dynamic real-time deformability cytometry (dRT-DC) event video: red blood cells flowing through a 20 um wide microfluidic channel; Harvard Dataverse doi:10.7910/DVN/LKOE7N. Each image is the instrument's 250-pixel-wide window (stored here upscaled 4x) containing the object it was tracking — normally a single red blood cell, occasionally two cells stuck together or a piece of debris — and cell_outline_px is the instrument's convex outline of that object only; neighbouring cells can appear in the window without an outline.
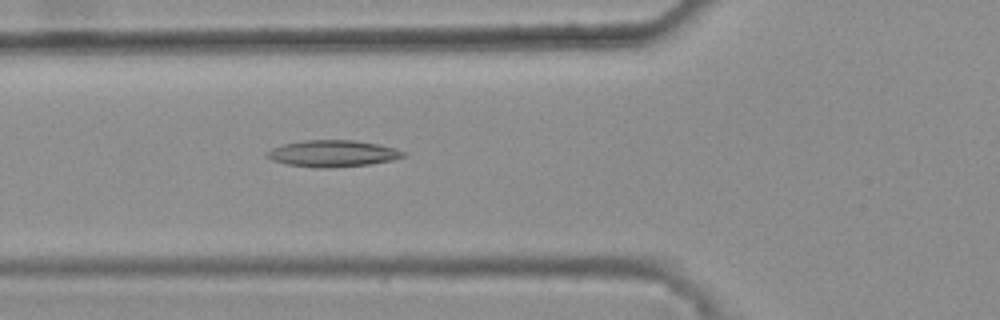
{"species": "common noctule bat (a hibernating species)", "species_latin": "Nyctalus noctula", "temperature_condition": "warm", "stored_images_in_passage": 46, "camera_frame_rate_fps": 3000, "um_per_image_px": 0.085, "animal": {"sex": "female", "body_mass_g": 25.1}, "frame": {"image": 1, "passage_image": 19, "time_ms": 6.0, "image_size_px": [1000, 320], "cell_outline_px": [[408, 156], [392, 160], [368, 164], [328, 168], [312, 168], [288, 164], [272, 160], [264, 156], [264, 152], [272, 148], [284, 144], [304, 140], [352, 140], [380, 144], [396, 148], [408, 152]], "centroid_in_image_um": [28.3, 13.05], "position_along_channel_um": 97.5, "area_um2": 21.39}}
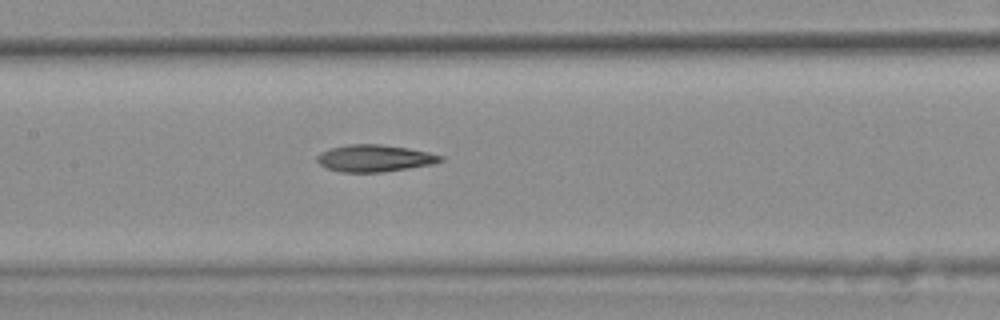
{"frame": {"image": 2, "passage_image": 25, "time_ms": 8.0, "image_size_px": [1000, 320], "cell_outline_px": [[444, 160], [432, 164], [408, 168], [380, 172], [340, 172], [328, 168], [320, 164], [316, 160], [316, 156], [320, 152], [332, 148], [348, 144], [380, 144], [408, 148], [428, 152], [444, 156]], "centroid_in_image_um": [31.83, 13.44], "position_along_channel_um": 175.6, "area_um2": 19.31}}
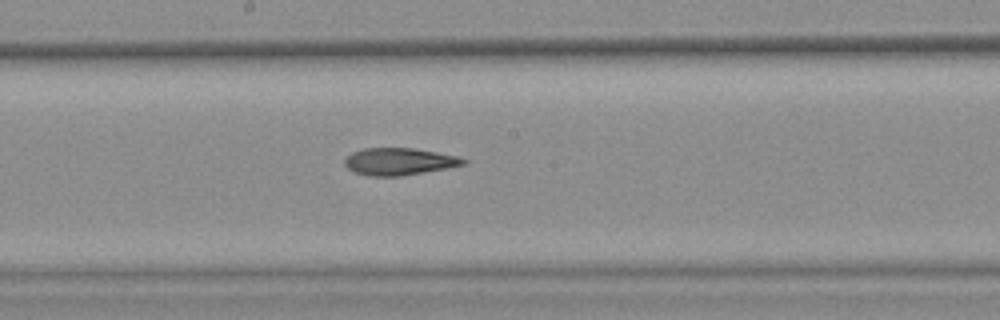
{"frame": {"image": 3, "passage_image": 28, "time_ms": 9.0, "image_size_px": [1000, 320], "cell_outline_px": [[468, 164], [448, 168], [400, 176], [368, 176], [356, 172], [348, 168], [344, 164], [344, 160], [352, 152], [364, 148], [412, 148], [436, 152], [456, 156], [468, 160]], "centroid_in_image_um": [33.95, 13.73], "position_along_channel_um": 214.3, "area_um2": 18.73}, "authors_computed_cell_mechanics": {"area_um2": 19.5075, "velocity_mm_per_s": 3.8895, "shape_relaxation_time_tau1_ms": null, "shape_relaxation_time_tau2_ms": 8.5447, "deformation_change_tau1": null, "deformation_change_tau2": 0.23}}